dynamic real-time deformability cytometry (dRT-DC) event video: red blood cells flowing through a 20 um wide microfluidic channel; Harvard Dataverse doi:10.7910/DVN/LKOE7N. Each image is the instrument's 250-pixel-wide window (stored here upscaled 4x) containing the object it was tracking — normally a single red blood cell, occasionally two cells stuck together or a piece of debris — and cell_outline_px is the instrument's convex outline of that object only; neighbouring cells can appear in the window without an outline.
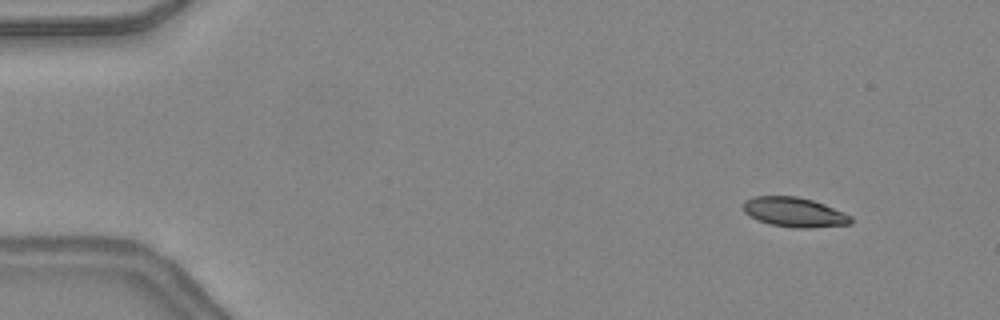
{"species": "common noctule bat (a hibernating species)", "species_latin": "Nyctalus noctula", "temperature_condition": "warm", "stored_images_in_passage": 44, "camera_frame_rate_fps": 3000, "um_per_image_px": 0.085, "animal": {"sex": "female", "body_mass_g": 24.6, "forearm_length_mm": 56.2}, "frame": {"image": 1, "passage_image": 1, "time_ms": 0.0, "image_size_px": [1000, 320], "cell_outline_px": [[852, 224], [808, 228], [796, 228], [768, 224], [756, 220], [744, 212], [744, 200], [756, 196], [796, 196], [812, 200], [824, 204], [844, 212], [852, 216]], "centroid_in_image_um": [67.52, 18.04], "position_along_channel_um": 17.5, "area_um2": 18.67}}
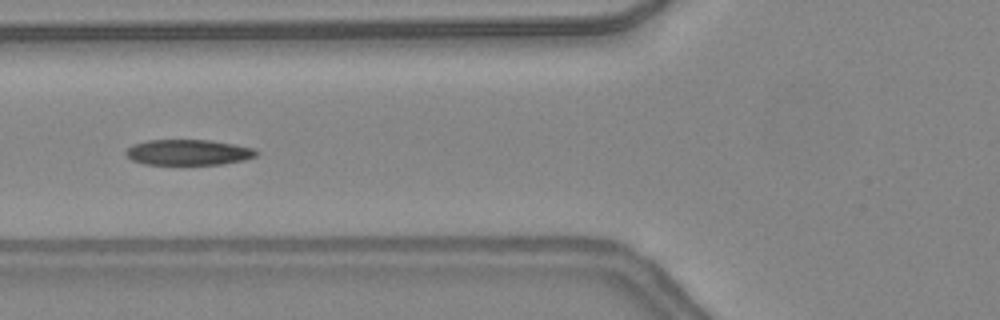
{"frame": {"image": 2, "passage_image": 15, "time_ms": 4.667, "image_size_px": [1000, 320], "cell_outline_px": [[260, 152], [256, 156], [244, 160], [224, 164], [144, 164], [132, 160], [124, 152], [132, 144], [148, 140], [208, 140], [256, 148]], "centroid_in_image_um": [16.03, 12.95], "position_along_channel_um": 109.8, "area_um2": 19.48}}
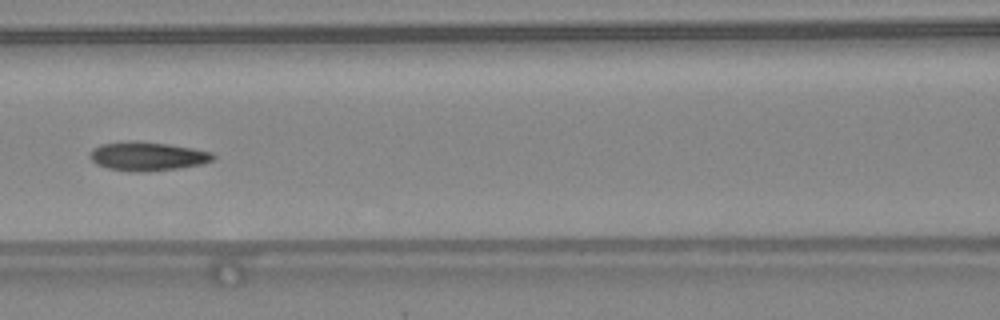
{"frame": {"image": 3, "passage_image": 18, "time_ms": 5.667, "image_size_px": [1000, 320], "cell_outline_px": [[216, 156], [212, 160], [204, 164], [176, 168], [140, 172], [108, 168], [96, 164], [88, 156], [92, 148], [100, 144], [132, 140], [140, 140], [168, 144], [192, 148], [212, 152]], "centroid_in_image_um": [12.51, 13.26], "position_along_channel_um": 154.1, "area_um2": 20.75}, "authors_computed_cell_mechanics": {"area_um2": 20.0566, "velocity_mm_per_s": 4.3835, "shape_relaxation_time_tau1_ms": 10.0734, "shape_relaxation_time_tau2_ms": 1.7344, "deformation_change_tau1": 0.2713, "deformation_change_tau2": 0.0757}}